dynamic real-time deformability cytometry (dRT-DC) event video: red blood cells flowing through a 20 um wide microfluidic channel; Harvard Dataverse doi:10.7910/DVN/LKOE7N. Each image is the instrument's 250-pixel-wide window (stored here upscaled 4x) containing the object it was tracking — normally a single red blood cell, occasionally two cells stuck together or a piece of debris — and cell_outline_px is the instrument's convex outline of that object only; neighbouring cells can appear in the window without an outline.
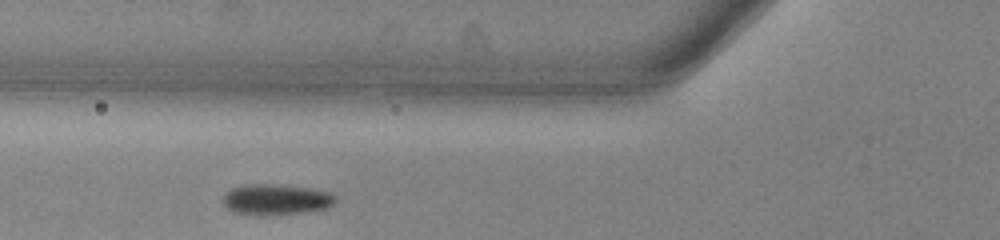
{"species": "common noctule bat (a hibernating species)", "species_latin": "Nyctalus noctula", "temperature_condition": "warm", "stored_images_in_passage": 35, "camera_frame_rate_fps": 3000, "um_per_image_px": 0.085, "animal": {"sex": "male", "body_mass_g": 13.0, "forearm_length_mm": 53.1}, "frame": {"image": 1, "passage_image": 4, "time_ms": 1.0, "image_size_px": [1000, 240], "cell_outline_px": [[336, 200], [328, 208], [308, 212], [260, 216], [236, 212], [228, 208], [224, 204], [224, 196], [232, 188], [248, 184], [276, 184], [308, 188], [328, 192], [336, 196]], "centroid_in_image_um": [23.5, 16.97], "position_along_channel_um": 102.3, "area_um2": 20.06}}
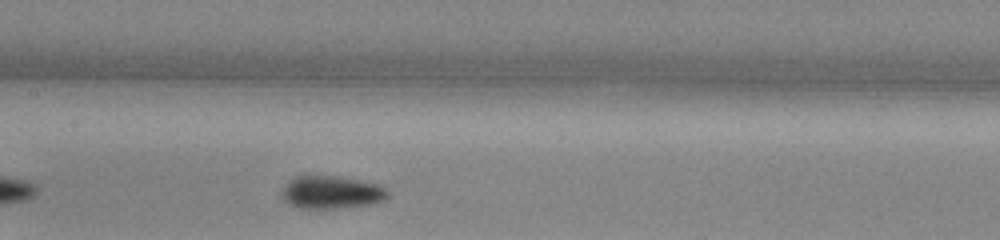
{"frame": {"image": 2, "passage_image": 10, "time_ms": 3.0, "image_size_px": [1000, 240], "cell_outline_px": [[388, 196], [384, 200], [368, 204], [336, 208], [296, 208], [288, 204], [284, 200], [280, 192], [288, 180], [296, 176], [340, 176], [376, 184], [388, 188]], "centroid_in_image_um": [28.13, 16.34], "position_along_channel_um": 179.3, "area_um2": 20.29}}
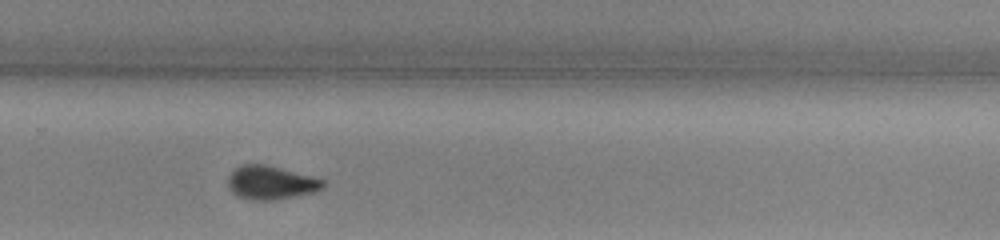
{"frame": {"image": 3, "passage_image": 20, "time_ms": 6.333, "image_size_px": [1000, 240], "cell_outline_px": [[328, 184], [324, 188], [316, 192], [276, 200], [248, 200], [236, 196], [228, 188], [228, 176], [240, 164], [264, 164], [312, 176], [324, 180]], "centroid_in_image_um": [23.04, 15.54], "position_along_channel_um": 306.8, "area_um2": 18.9}, "authors_computed_cell_mechanics": {"area_um2": 18.9006, "velocity_mm_per_s": 3.8433, "shape_relaxation_time_tau1_ms": 3.544, "shape_relaxation_time_tau2_ms": 2.6119, "deformation_change_tau1": 0.1141, "deformation_change_tau2": 0.0566}}